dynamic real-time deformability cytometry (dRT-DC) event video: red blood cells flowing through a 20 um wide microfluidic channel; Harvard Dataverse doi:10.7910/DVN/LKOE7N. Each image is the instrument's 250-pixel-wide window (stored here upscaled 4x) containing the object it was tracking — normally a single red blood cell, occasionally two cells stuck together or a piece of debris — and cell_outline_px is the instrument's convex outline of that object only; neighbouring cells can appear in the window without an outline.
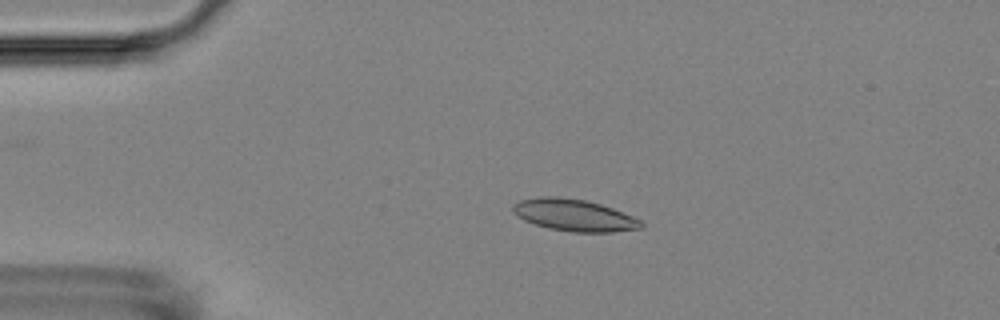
{"species": "Egyptian fruit bat (a non-hibernating species)", "species_latin": "Rousettus aegyptiacus", "temperature_condition": "room temperature", "stored_images_in_passage": 4, "camera_frame_rate_fps": 3000, "um_per_image_px": 0.085, "animal": {"sex": "female"}, "frame": {"image": 1, "passage_image": 3, "time_ms": 2.333, "image_size_px": [1000, 320], "cell_outline_px": [[644, 224], [640, 228], [612, 232], [572, 232], [548, 228], [524, 220], [516, 216], [512, 208], [512, 204], [520, 200], [540, 196], [556, 196], [584, 200], [600, 204], [612, 208], [632, 216], [640, 220]], "centroid_in_image_um": [48.76, 18.28], "position_along_channel_um": 36.2, "area_um2": 23.7}}